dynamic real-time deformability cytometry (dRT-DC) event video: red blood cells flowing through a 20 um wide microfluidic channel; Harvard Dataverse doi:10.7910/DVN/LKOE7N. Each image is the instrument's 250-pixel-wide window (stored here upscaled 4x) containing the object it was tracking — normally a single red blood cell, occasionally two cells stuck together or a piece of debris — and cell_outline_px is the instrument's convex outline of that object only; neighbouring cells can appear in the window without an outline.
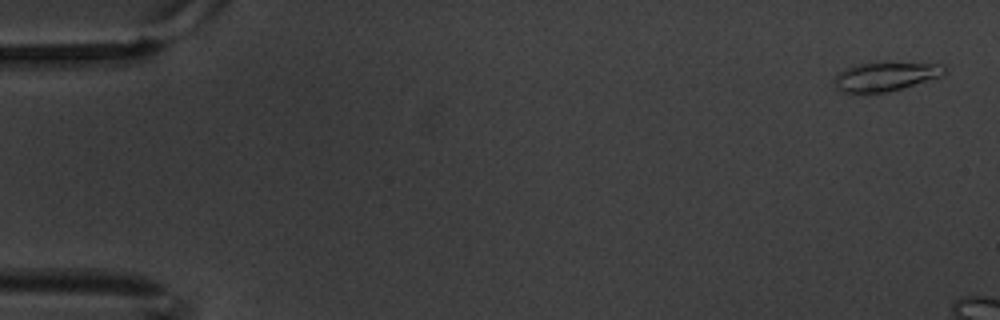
{"species": "common noctule bat (a hibernating species)", "species_latin": "Nyctalus noctula", "temperature_condition": "warm", "stored_images_in_passage": 5, "camera_frame_rate_fps": 3000, "um_per_image_px": 0.085, "animal": {"sex": "male", "body_mass_g": 20.1, "forearm_length_mm": 53.5}, "frame": {"image": 1, "passage_image": 1, "time_ms": 0.0, "image_size_px": [1000, 320], "cell_outline_px": [[948, 72], [944, 76], [888, 92], [840, 92], [836, 88], [832, 80], [844, 68], [860, 64], [880, 60], [888, 60], [940, 64]], "centroid_in_image_um": [75.3, 6.45], "position_along_channel_um": 9.7, "area_um2": 19.36}}